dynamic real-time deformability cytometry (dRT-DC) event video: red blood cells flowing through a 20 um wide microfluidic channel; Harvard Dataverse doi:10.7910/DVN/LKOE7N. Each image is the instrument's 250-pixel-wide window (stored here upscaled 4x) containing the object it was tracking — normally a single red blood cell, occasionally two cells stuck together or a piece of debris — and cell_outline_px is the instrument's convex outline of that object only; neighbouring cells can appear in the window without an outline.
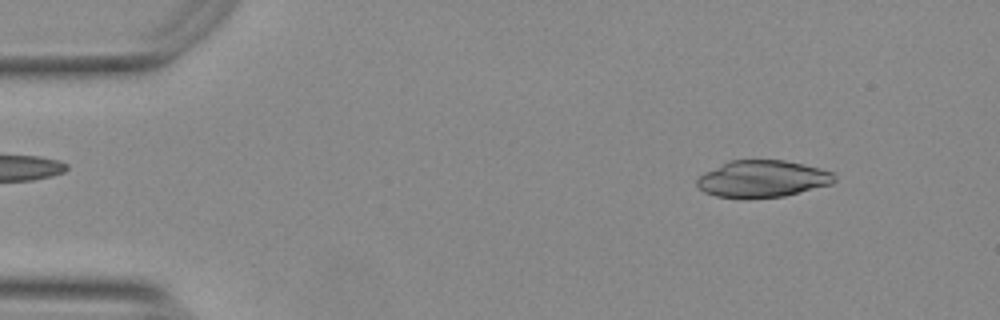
{"species": "Egyptian fruit bat (a non-hibernating species)", "species_latin": "Rousettus aegyptiacus", "temperature_condition": "warm", "stored_images_in_passage": 51, "camera_frame_rate_fps": 3000, "um_per_image_px": 0.085, "animal": {"sex": "female"}, "frame": {"image": 1, "passage_image": 4, "time_ms": 1.0, "image_size_px": [1000, 320], "cell_outline_px": [[836, 180], [832, 184], [784, 196], [748, 200], [716, 196], [704, 192], [696, 184], [696, 180], [704, 172], [728, 160], [784, 160], [804, 164], [820, 168], [832, 172], [836, 176]], "centroid_in_image_um": [64.8, 15.22], "position_along_channel_um": 20.2, "area_um2": 30.06}}
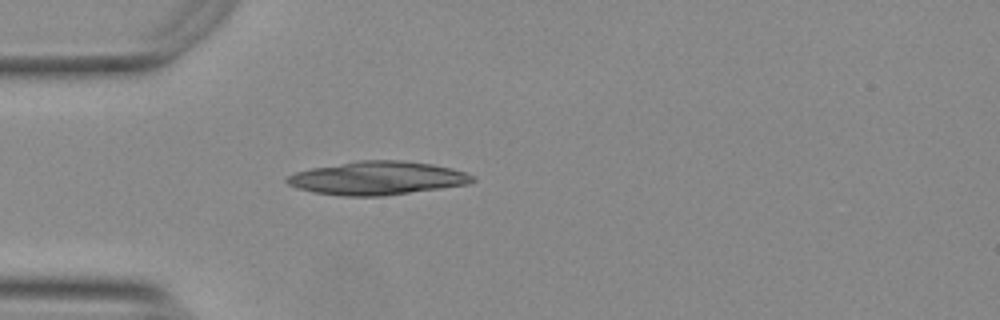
{"frame": {"image": 2, "passage_image": 13, "time_ms": 4.0, "image_size_px": [1000, 320], "cell_outline_px": [[476, 180], [468, 184], [384, 196], [344, 196], [312, 192], [296, 188], [288, 184], [284, 180], [288, 176], [296, 172], [312, 168], [360, 160], [400, 160], [432, 164], [452, 168], [476, 176]], "centroid_in_image_um": [32.08, 15.14], "position_along_channel_um": 52.9, "area_um2": 36.07}}
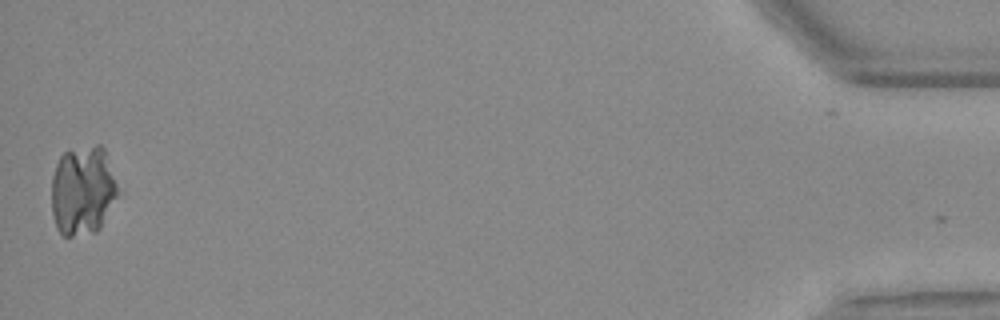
{"frame": {"image": 3, "passage_image": 51, "time_ms": 16.667, "image_size_px": [1000, 320], "cell_outline_px": [[124, 192], [100, 228], [96, 232], [72, 236], [64, 236], [60, 232], [56, 224], [52, 212], [52, 176], [56, 164], [60, 156], [64, 152], [96, 144], [100, 144], [104, 148]], "centroid_in_image_um": [7.13, 16.19], "position_along_channel_um": 428.1, "area_um2": 35.78}}